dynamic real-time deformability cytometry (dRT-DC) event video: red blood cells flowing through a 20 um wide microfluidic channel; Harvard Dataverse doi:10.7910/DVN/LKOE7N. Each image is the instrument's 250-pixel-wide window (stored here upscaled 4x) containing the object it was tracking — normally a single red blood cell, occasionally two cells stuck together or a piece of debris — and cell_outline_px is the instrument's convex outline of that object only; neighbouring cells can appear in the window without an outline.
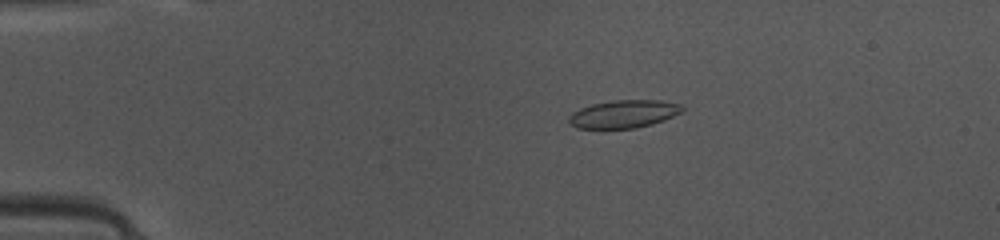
{"species": "common noctule bat (a hibernating species)", "species_latin": "Nyctalus noctula", "temperature_condition": "warm", "stored_images_in_passage": 48, "camera_frame_rate_fps": 3000, "um_per_image_px": 0.085, "animal": {"sex": "female", "body_mass_g": 10.0, "forearm_length_mm": 53.1}, "frame": {"image": 1, "passage_image": 10, "time_ms": 3.0, "image_size_px": [1000, 240], "cell_outline_px": [[684, 108], [680, 112], [664, 120], [652, 124], [636, 128], [576, 128], [568, 120], [568, 116], [572, 112], [580, 108], [592, 104], [612, 100], [660, 100], [680, 104]], "centroid_in_image_um": [53.0, 9.68], "position_along_channel_um": 32.0, "area_um2": 18.32}}
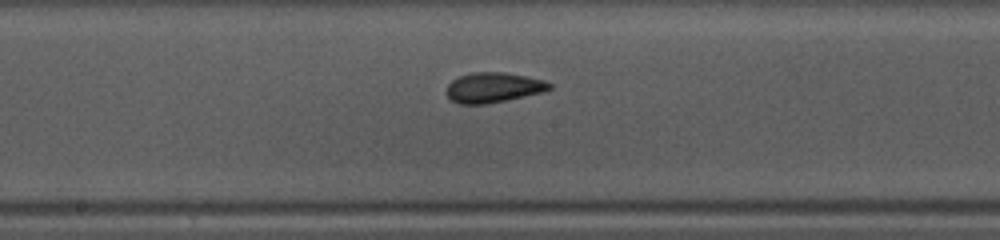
{"frame": {"image": 2, "passage_image": 26, "time_ms": 8.333, "image_size_px": [1000, 240], "cell_outline_px": [[552, 88], [544, 92], [484, 104], [460, 104], [452, 100], [444, 92], [448, 84], [452, 80], [460, 76], [472, 72], [504, 72], [544, 80], [552, 84]], "centroid_in_image_um": [41.91, 7.43], "position_along_channel_um": 206.3, "area_um2": 17.98}}
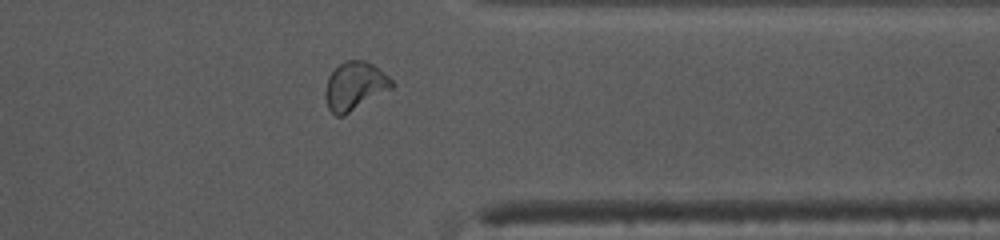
{"frame": {"image": 3, "passage_image": 39, "time_ms": 12.667, "image_size_px": [1000, 240], "cell_outline_px": [[396, 84], [392, 88], [344, 116], [336, 116], [328, 108], [324, 96], [324, 92], [328, 76], [340, 64], [348, 60], [364, 60], [372, 64], [388, 76]], "centroid_in_image_um": [30.14, 7.33], "position_along_channel_um": 381.3, "area_um2": 18.67}, "authors_computed_cell_mechanics": {"area_um2": 18.2359, "velocity_mm_per_s": 4.1323, "shape_relaxation_time_tau1_ms": 3.9018, "shape_relaxation_time_tau2_ms": 0.9606, "deformation_change_tau1": 0.1303, "deformation_change_tau2": 0.0688}}